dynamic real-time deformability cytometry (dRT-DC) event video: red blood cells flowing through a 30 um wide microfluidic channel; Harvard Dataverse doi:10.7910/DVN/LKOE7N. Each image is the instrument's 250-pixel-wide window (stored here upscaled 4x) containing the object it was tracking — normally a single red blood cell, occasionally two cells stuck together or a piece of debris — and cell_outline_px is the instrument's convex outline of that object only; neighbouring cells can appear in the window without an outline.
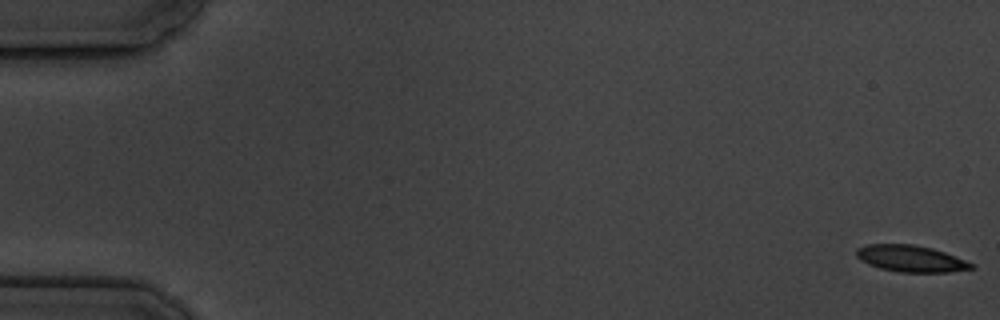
{"species": "common noctule bat (a hibernating species)", "species_latin": "Nyctalus noctula", "temperature_condition": "cold", "stored_images_in_passage": 7, "segment_of_instrument_passage": [1, 2], "camera_frame_rate_fps": 3000, "um_per_image_px": 0.085, "animal": {"sex": "male", "body_mass_g": 19.5, "forearm_length_mm": 54.6}, "frame": {"image": 1, "passage_image": 1, "time_ms": 0.0, "image_size_px": [1000, 320], "cell_outline_px": [[976, 268], [948, 272], [900, 272], [880, 268], [868, 264], [860, 260], [856, 256], [856, 248], [868, 244], [912, 244], [932, 248], [956, 256], [976, 264]], "centroid_in_image_um": [77.44, 21.98], "position_along_channel_um": 7.6, "area_um2": 17.92}}
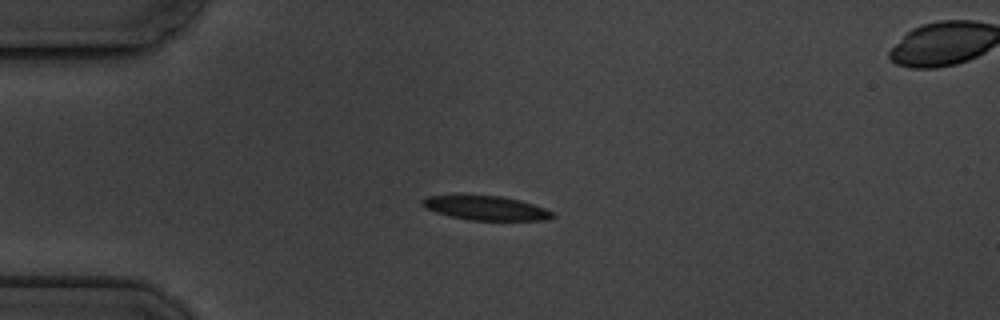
{"frame": {"image": 2, "passage_image": 5, "time_ms": 4.667, "image_size_px": [1000, 320], "cell_outline_px": [[556, 216], [548, 220], [472, 220], [452, 216], [436, 212], [420, 204], [420, 200], [428, 196], [500, 196], [520, 200], [544, 208], [552, 212]], "centroid_in_image_um": [41.34, 17.69], "position_along_channel_um": 43.7, "area_um2": 17.98}}